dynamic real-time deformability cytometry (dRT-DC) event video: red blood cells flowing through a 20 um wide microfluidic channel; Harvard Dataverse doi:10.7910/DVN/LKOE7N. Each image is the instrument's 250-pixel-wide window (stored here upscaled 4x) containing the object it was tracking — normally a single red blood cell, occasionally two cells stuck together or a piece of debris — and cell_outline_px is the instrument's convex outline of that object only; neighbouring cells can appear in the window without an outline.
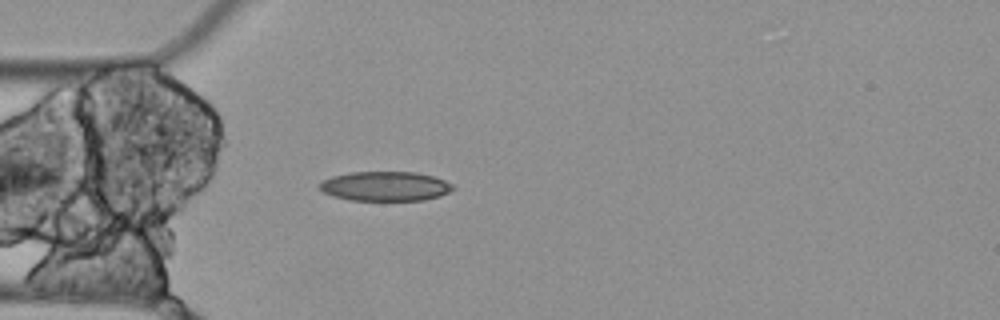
{"species": "Egyptian fruit bat (a non-hibernating species)", "species_latin": "Rousettus aegyptiacus", "temperature_condition": "cold", "stored_images_in_passage": 5, "camera_frame_rate_fps": 3000, "um_per_image_px": 0.085, "animal": {"sex": "female"}, "frame": {"image": 1, "passage_image": 5, "time_ms": 1.333, "image_size_px": [1000, 320], "cell_outline_px": [[456, 188], [440, 196], [424, 200], [348, 200], [332, 196], [316, 188], [316, 184], [320, 180], [332, 176], [352, 172], [416, 172], [432, 176], [444, 180], [452, 184]], "centroid_in_image_um": [32.68, 15.83], "position_along_channel_um": 52.3, "area_um2": 23.18}}